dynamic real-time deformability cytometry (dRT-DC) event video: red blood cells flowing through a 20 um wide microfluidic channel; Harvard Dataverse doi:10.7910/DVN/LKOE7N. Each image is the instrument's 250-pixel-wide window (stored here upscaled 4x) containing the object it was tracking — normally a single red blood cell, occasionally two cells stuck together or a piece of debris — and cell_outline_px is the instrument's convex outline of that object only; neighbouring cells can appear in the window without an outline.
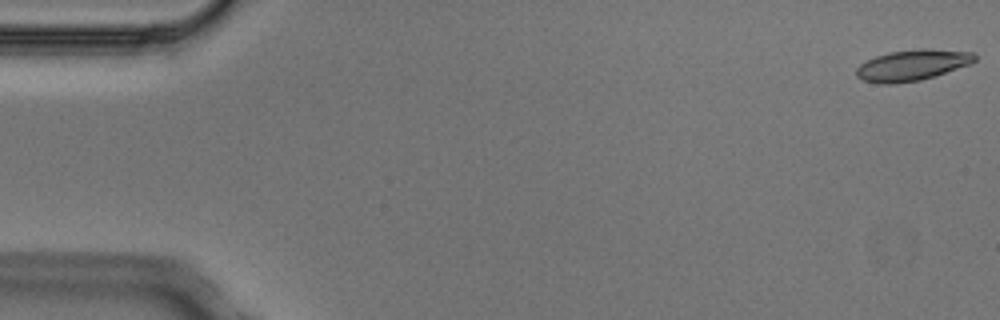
{"species": "Egyptian fruit bat (a non-hibernating species)", "species_latin": "Rousettus aegyptiacus", "temperature_condition": "cold", "stored_images_in_passage": 4, "camera_frame_rate_fps": 3000, "um_per_image_px": 0.085, "animal": {"sex": "male"}, "frame": {"image": 1, "passage_image": 1, "time_ms": 0.0, "image_size_px": [1000, 320], "cell_outline_px": [[976, 60], [972, 64], [920, 80], [892, 84], [880, 84], [864, 80], [856, 76], [856, 68], [860, 64], [876, 56], [888, 52], [920, 48], [928, 48], [972, 52], [976, 56]], "centroid_in_image_um": [77.55, 5.53], "position_along_channel_um": 7.4, "area_um2": 21.39}}
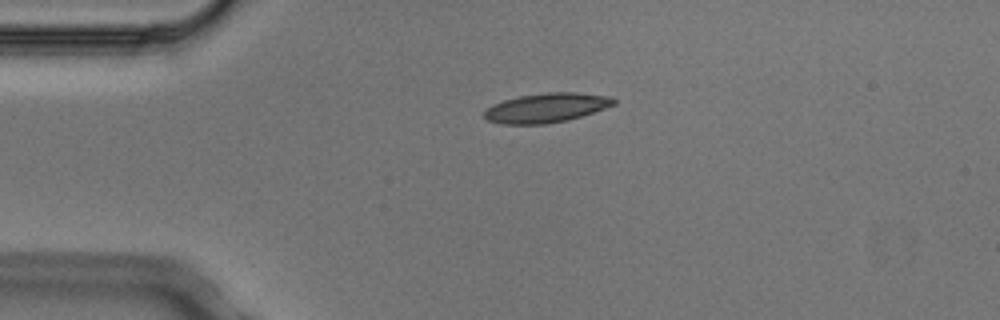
{"frame": {"image": 2, "passage_image": 4, "time_ms": 1.0, "image_size_px": [1000, 320], "cell_outline_px": [[616, 104], [568, 120], [544, 124], [500, 124], [488, 120], [484, 116], [484, 112], [492, 104], [504, 100], [520, 96], [548, 92], [576, 92], [612, 96], [616, 100]], "centroid_in_image_um": [46.45, 9.16], "position_along_channel_um": 38.6, "area_um2": 22.08}}